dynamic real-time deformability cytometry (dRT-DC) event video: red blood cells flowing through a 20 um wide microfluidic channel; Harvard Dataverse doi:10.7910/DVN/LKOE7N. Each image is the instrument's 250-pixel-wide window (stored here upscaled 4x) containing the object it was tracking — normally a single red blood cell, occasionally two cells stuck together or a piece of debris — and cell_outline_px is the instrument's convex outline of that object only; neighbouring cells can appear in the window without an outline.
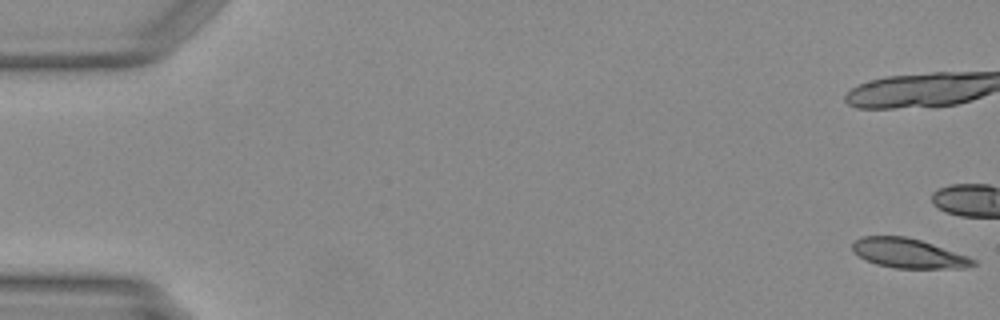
{"species": "Egyptian fruit bat (a non-hibernating species)", "species_latin": "Rousettus aegyptiacus", "temperature_condition": "warm", "stored_images_in_passage": 16, "camera_frame_rate_fps": 3000, "um_per_image_px": 0.085, "animal": {"sex": "female"}, "frame": {"image": 1, "passage_image": 1, "time_ms": 0.0, "image_size_px": [1000, 320], "cell_outline_px": [[976, 264], [964, 268], [896, 268], [876, 264], [860, 256], [852, 248], [852, 244], [856, 240], [864, 236], [904, 236], [920, 240], [968, 256], [976, 260]], "centroid_in_image_um": [77.24, 21.53], "position_along_channel_um": 7.8, "area_um2": 20.4}}